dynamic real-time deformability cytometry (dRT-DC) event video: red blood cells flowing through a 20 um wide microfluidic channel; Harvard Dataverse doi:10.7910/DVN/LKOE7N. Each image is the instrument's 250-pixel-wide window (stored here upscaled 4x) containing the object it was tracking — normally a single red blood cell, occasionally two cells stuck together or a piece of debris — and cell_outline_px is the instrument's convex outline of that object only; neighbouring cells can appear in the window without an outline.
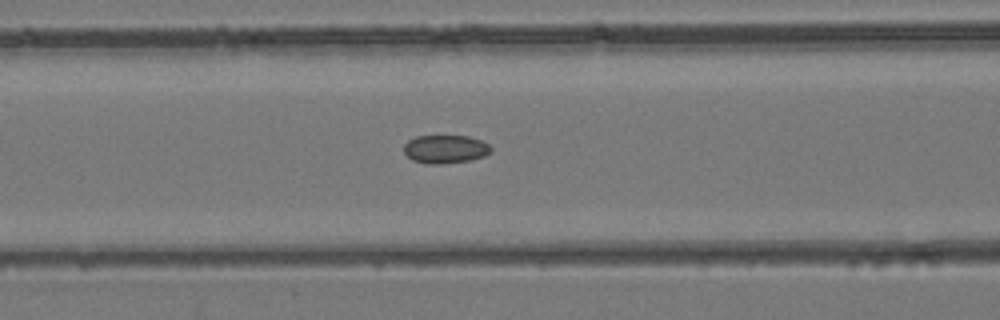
{"species": "common noctule bat (a hibernating species)", "species_latin": "Nyctalus noctula", "temperature_condition": "room temperature", "stored_images_in_passage": 45, "camera_frame_rate_fps": 3000, "um_per_image_px": 0.085, "animal": {"sex": "female", "body_mass_g": 24.6, "forearm_length_mm": 56.2}, "frame": {"image": 1, "passage_image": 19, "time_ms": 6.0, "image_size_px": [1000, 320], "cell_outline_px": [[492, 152], [484, 156], [468, 160], [440, 164], [424, 164], [412, 160], [404, 152], [404, 144], [408, 140], [416, 136], [468, 136], [480, 140], [488, 144], [492, 148]], "centroid_in_image_um": [37.84, 12.68], "position_along_channel_um": 128.8, "area_um2": 14.39}}
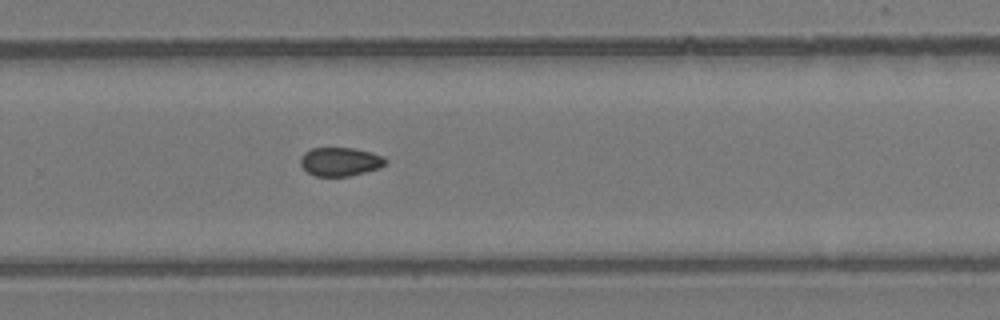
{"frame": {"image": 2, "passage_image": 30, "time_ms": 9.667, "image_size_px": [1000, 320], "cell_outline_px": [[388, 160], [384, 164], [376, 168], [364, 172], [348, 176], [316, 176], [308, 172], [300, 164], [300, 156], [304, 152], [312, 148], [352, 148], [372, 152], [384, 156]], "centroid_in_image_um": [28.89, 13.73], "position_along_channel_um": 300.9, "area_um2": 14.1}}
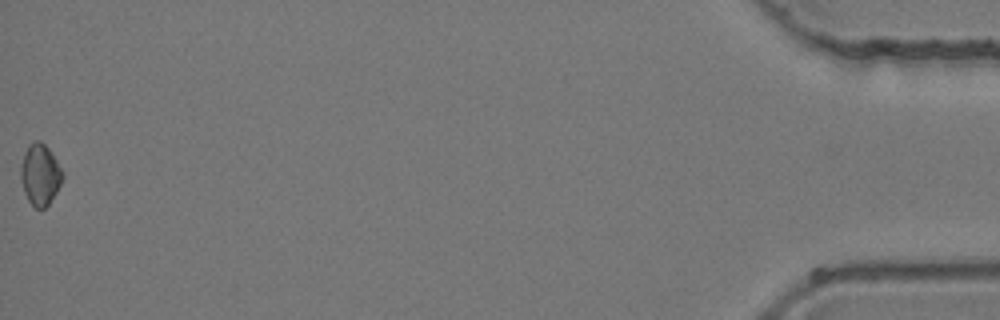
{"frame": {"image": 3, "passage_image": 45, "time_ms": 14.667, "image_size_px": [1000, 320], "cell_outline_px": [[64, 176], [56, 192], [48, 204], [44, 208], [36, 208], [28, 200], [24, 192], [20, 180], [20, 164], [24, 152], [28, 144], [32, 140], [40, 140], [48, 148], [64, 172]], "centroid_in_image_um": [3.38, 14.8], "position_along_channel_um": 431.8, "area_um2": 15.03}}